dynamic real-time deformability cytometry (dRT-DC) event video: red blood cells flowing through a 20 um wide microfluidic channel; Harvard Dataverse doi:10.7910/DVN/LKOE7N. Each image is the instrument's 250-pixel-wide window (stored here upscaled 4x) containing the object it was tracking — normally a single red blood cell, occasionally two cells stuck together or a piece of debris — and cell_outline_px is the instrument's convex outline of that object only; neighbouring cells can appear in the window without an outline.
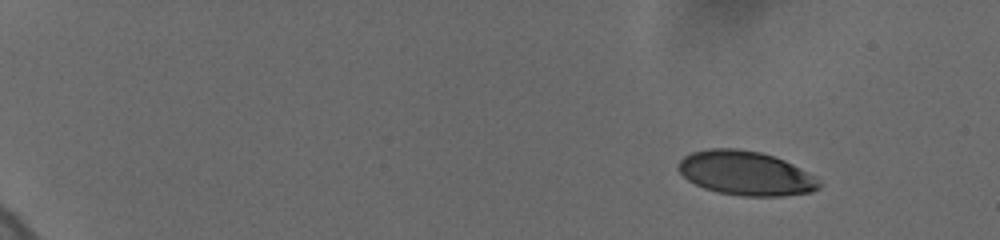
{"species": "human", "species_latin": "Homo sapiens", "temperature_condition": "cold", "stored_images_in_passage": 11, "camera_frame_rate_fps": 3000, "um_per_image_px": 0.085, "donor": {"sex": "female"}, "frame": {"image": 1, "passage_image": 1, "time_ms": 0.0, "image_size_px": [1000, 240], "cell_outline_px": [[824, 184], [820, 188], [812, 192], [784, 196], [744, 196], [720, 192], [704, 188], [688, 180], [676, 168], [680, 160], [684, 156], [692, 152], [708, 148], [736, 148], [760, 152], [784, 160], [816, 176]], "centroid_in_image_um": [63.42, 14.72], "position_along_channel_um": 21.6, "area_um2": 36.41}}
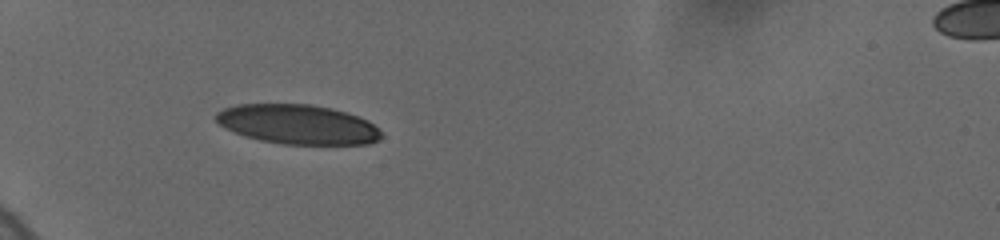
{"frame": {"image": 2, "passage_image": 7, "time_ms": 4.667, "image_size_px": [1000, 240], "cell_outline_px": [[384, 136], [380, 140], [368, 144], [280, 144], [260, 140], [244, 136], [224, 128], [212, 116], [216, 112], [224, 108], [236, 104], [312, 104], [332, 108], [348, 112], [368, 120]], "centroid_in_image_um": [25.29, 10.57], "position_along_channel_um": 59.7, "area_um2": 38.44}}
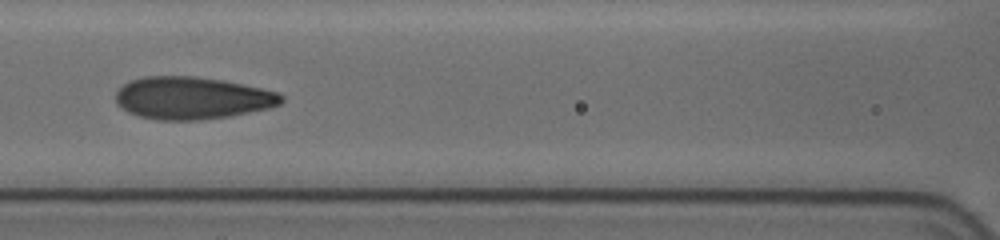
{"frame": {"image": 3, "passage_image": 10, "time_ms": 7.667, "image_size_px": [1000, 240], "cell_outline_px": [[284, 100], [280, 104], [272, 108], [232, 116], [200, 120], [156, 120], [140, 116], [128, 112], [116, 104], [116, 92], [128, 80], [144, 76], [196, 76], [224, 80], [244, 84], [280, 92], [284, 96]], "centroid_in_image_um": [16.37, 8.33], "position_along_channel_um": 150.2, "area_um2": 41.5}}